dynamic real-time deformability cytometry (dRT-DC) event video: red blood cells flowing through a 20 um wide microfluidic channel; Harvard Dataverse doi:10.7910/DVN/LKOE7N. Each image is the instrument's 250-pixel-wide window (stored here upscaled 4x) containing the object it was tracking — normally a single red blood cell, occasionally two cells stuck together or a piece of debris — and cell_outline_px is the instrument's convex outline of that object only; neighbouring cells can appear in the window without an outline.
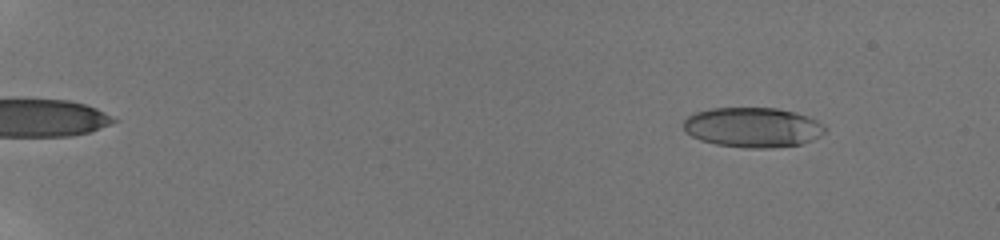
{"species": "human", "species_latin": "Homo sapiens", "temperature_condition": "room temperature", "stored_images_in_passage": 35, "camera_frame_rate_fps": 3000, "um_per_image_px": 0.085, "donor": {"sex": "male"}, "frame": {"image": 1, "passage_image": 11, "time_ms": 1.667, "image_size_px": [1000, 240], "cell_outline_px": [[824, 132], [820, 136], [812, 140], [800, 144], [768, 148], [748, 148], [716, 144], [700, 140], [692, 136], [684, 128], [684, 120], [688, 116], [696, 112], [712, 108], [776, 108], [796, 112], [808, 116], [816, 120], [824, 128]], "centroid_in_image_um": [63.98, 10.82], "position_along_channel_um": 21.0, "area_um2": 32.66}}
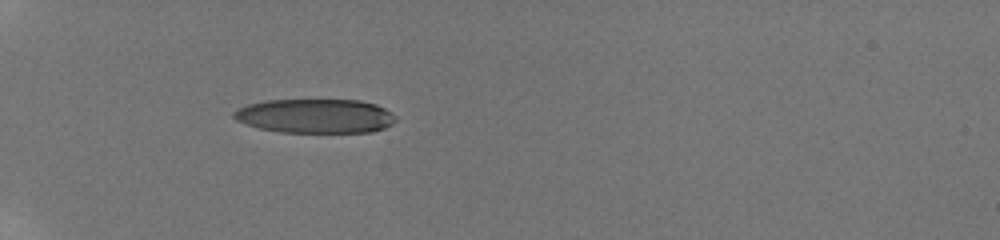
{"frame": {"image": 2, "passage_image": 34, "time_ms": 6.333, "image_size_px": [1000, 240], "cell_outline_px": [[396, 120], [392, 124], [384, 128], [372, 132], [280, 132], [260, 128], [236, 120], [232, 116], [232, 112], [248, 104], [264, 100], [360, 100], [376, 104], [384, 108], [396, 116]], "centroid_in_image_um": [26.82, 9.85], "position_along_channel_um": 58.2, "area_um2": 32.25}}